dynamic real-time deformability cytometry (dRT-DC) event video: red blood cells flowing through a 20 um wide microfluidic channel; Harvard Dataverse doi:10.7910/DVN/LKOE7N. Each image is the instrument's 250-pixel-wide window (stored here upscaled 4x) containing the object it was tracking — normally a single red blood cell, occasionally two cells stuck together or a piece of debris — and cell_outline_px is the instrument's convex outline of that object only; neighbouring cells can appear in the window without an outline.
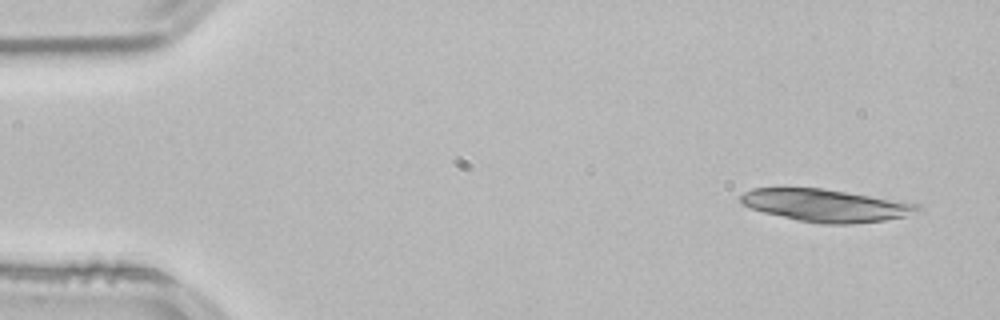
{"species": "common noctule bat (a hibernating species)", "species_latin": "Nyctalus noctula", "temperature_condition": "room temperature", "stored_images_in_passage": 19, "camera_frame_rate_fps": 3000, "um_per_image_px": 0.085, "animal": {"sex": "male", "body_mass_g": 21.5, "forearm_length_mm": 52.0}, "frame": {"image": 1, "passage_image": 3, "time_ms": 0.667, "image_size_px": [1000, 320], "cell_outline_px": [[924, 212], [884, 220], [852, 224], [820, 224], [800, 220], [764, 212], [752, 208], [744, 204], [740, 200], [740, 196], [744, 192], [752, 188], [820, 188], [920, 204]], "centroid_in_image_um": [70.25, 17.47], "position_along_channel_um": 14.7, "area_um2": 33.18}}
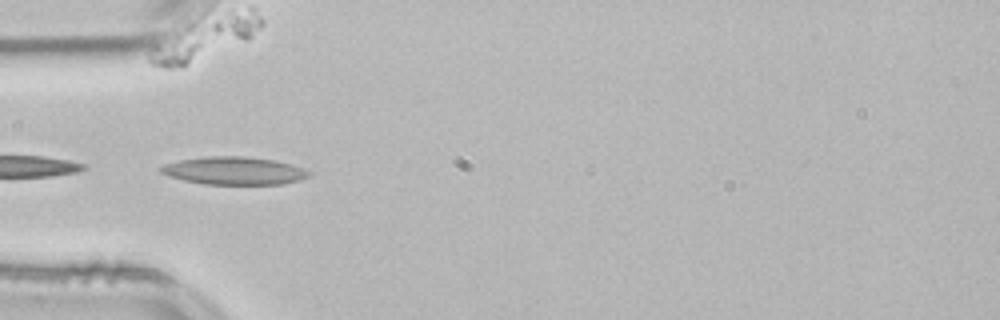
{"frame": {"image": 2, "passage_image": 16, "time_ms": 5.0, "image_size_px": [1000, 320], "cell_outline_px": [[312, 176], [300, 180], [284, 184], [204, 184], [184, 180], [168, 176], [160, 172], [160, 168], [164, 164], [180, 160], [208, 156], [244, 156], [276, 160], [292, 164], [304, 168], [312, 172]], "centroid_in_image_um": [19.96, 14.51], "position_along_channel_um": 65.0, "area_um2": 24.22}}